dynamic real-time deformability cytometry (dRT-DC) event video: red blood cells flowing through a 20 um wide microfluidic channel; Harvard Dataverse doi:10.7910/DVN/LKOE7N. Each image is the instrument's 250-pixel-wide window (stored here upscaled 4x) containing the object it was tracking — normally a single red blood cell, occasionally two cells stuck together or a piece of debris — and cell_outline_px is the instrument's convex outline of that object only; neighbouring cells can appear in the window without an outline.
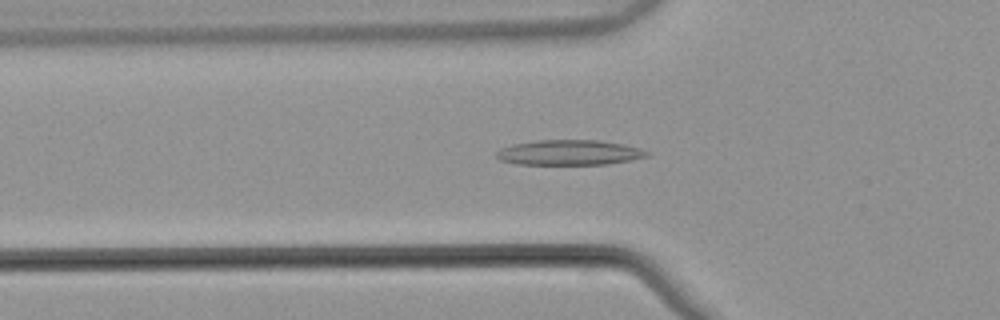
{"species": "common noctule bat (a hibernating species)", "species_latin": "Nyctalus noctula", "temperature_condition": "warm", "stored_images_in_passage": 33, "camera_frame_rate_fps": 3000, "um_per_image_px": 0.085, "animal": {"sex": "male", "body_mass_g": 21.5, "forearm_length_mm": 52.0}, "frame": {"image": 1, "passage_image": 2, "time_ms": 0.333, "image_size_px": [1000, 320], "cell_outline_px": [[652, 152], [648, 156], [608, 164], [516, 164], [500, 160], [496, 156], [496, 152], [500, 148], [512, 144], [536, 140], [600, 140], [624, 144], [640, 148]], "centroid_in_image_um": [48.39, 12.96], "position_along_channel_um": 77.4, "area_um2": 22.14}}
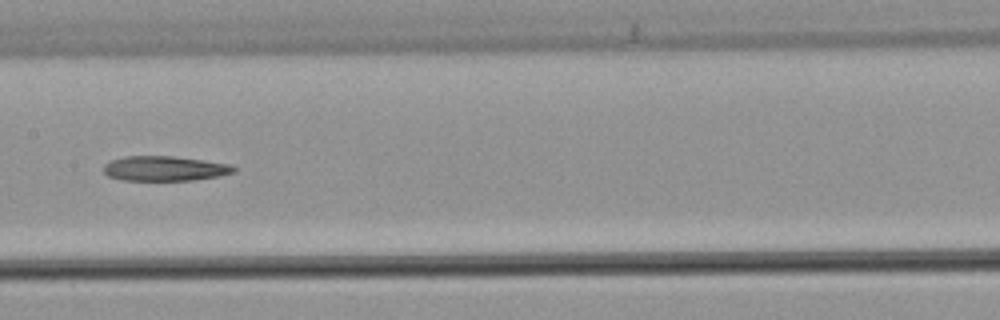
{"frame": {"image": 2, "passage_image": 11, "time_ms": 3.333, "image_size_px": [1000, 320], "cell_outline_px": [[236, 172], [220, 176], [196, 180], [120, 180], [108, 176], [104, 172], [104, 164], [112, 160], [124, 156], [172, 156], [228, 164], [236, 168]], "centroid_in_image_um": [13.98, 14.33], "position_along_channel_um": 193.4, "area_um2": 18.79}}
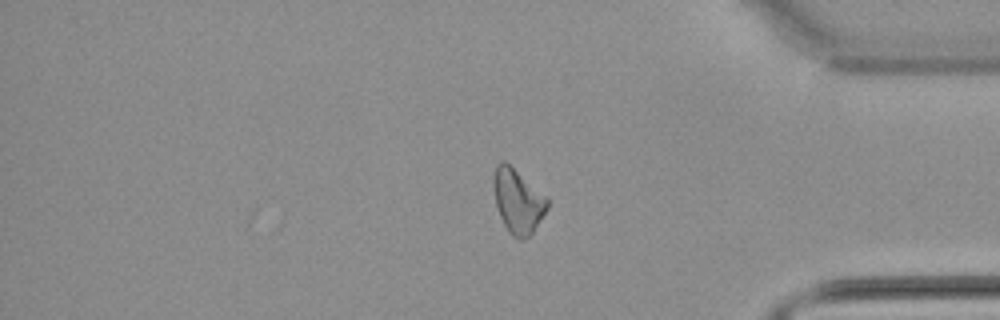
{"frame": {"image": 3, "passage_image": 28, "time_ms": 9.0, "image_size_px": [1000, 320], "cell_outline_px": [[548, 208], [532, 232], [528, 236], [520, 240], [512, 236], [508, 232], [500, 216], [496, 204], [492, 188], [492, 176], [496, 164], [500, 160], [504, 160], [548, 196]], "centroid_in_image_um": [43.99, 17.05], "position_along_channel_um": 391.2, "area_um2": 20.35}}